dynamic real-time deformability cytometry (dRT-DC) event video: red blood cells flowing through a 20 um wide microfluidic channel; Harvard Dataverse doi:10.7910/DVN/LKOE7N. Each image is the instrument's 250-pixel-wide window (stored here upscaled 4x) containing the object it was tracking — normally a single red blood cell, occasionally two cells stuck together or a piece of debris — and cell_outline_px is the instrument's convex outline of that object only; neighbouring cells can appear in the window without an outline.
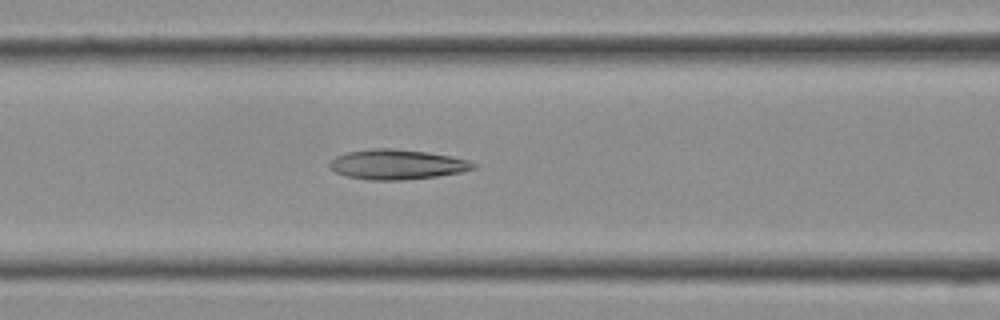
{"species": "Egyptian fruit bat (a non-hibernating species)", "species_latin": "Rousettus aegyptiacus", "temperature_condition": "cold", "stored_images_in_passage": 26, "camera_frame_rate_fps": 3000, "um_per_image_px": 0.085, "frame": {"image": 1, "passage_image": 9, "time_ms": 2.667, "image_size_px": [1000, 320], "cell_outline_px": [[480, 164], [476, 168], [460, 172], [436, 176], [400, 180], [368, 180], [344, 176], [328, 168], [328, 164], [336, 156], [348, 152], [372, 148], [392, 148], [424, 152], [452, 156], [468, 160]], "centroid_in_image_um": [33.74, 13.98], "position_along_channel_um": 132.9, "area_um2": 25.14}}
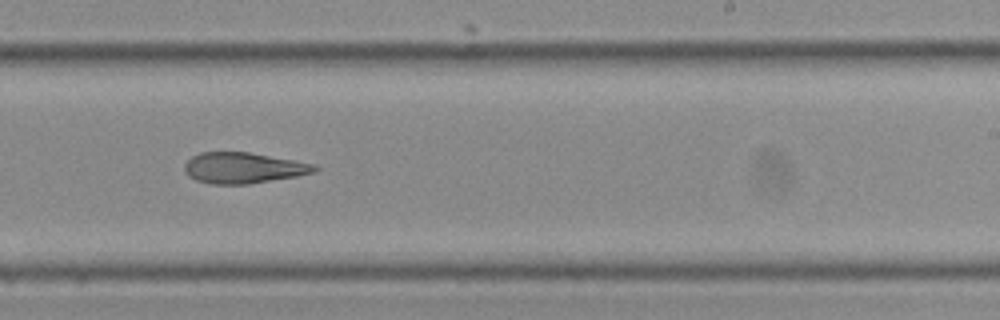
{"frame": {"image": 2, "passage_image": 15, "time_ms": 4.667, "image_size_px": [1000, 320], "cell_outline_px": [[320, 168], [316, 172], [296, 176], [248, 184], [212, 184], [196, 180], [188, 176], [184, 172], [184, 164], [192, 156], [200, 152], [248, 152], [316, 164]], "centroid_in_image_um": [20.68, 14.27], "position_along_channel_um": 268.3, "area_um2": 23.41}}
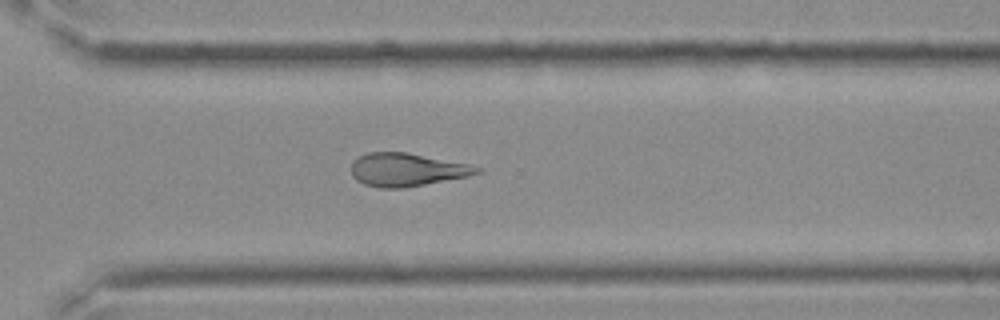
{"frame": {"image": 3, "passage_image": 18, "time_ms": 5.667, "image_size_px": [1000, 320], "cell_outline_px": [[484, 168], [480, 172], [468, 176], [404, 188], [380, 188], [364, 184], [356, 180], [352, 176], [352, 160], [368, 152], [404, 152], [468, 164]], "centroid_in_image_um": [34.55, 14.43], "position_along_channel_um": 336.0, "area_um2": 24.1}}